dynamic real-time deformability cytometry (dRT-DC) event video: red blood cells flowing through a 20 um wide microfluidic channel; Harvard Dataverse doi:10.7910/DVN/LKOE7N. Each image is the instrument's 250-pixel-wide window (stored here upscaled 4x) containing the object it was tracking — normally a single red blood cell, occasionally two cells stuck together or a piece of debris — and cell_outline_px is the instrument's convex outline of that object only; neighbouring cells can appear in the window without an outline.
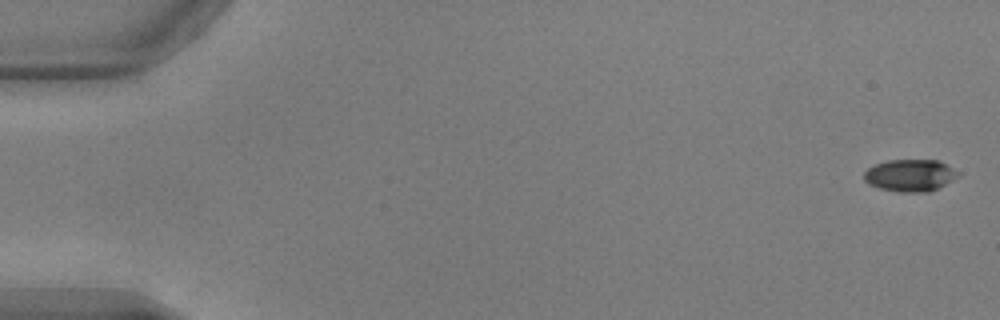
{"species": "common noctule bat (a hibernating species)", "species_latin": "Nyctalus noctula", "temperature_condition": "warm", "stored_images_in_passage": 53, "camera_frame_rate_fps": 3000, "um_per_image_px": 0.085, "animal": {"sex": "male", "body_mass_g": 17.9, "forearm_length_mm": 54.2}, "frame": {"image": 1, "passage_image": 1, "time_ms": 0.0, "image_size_px": [1000, 320], "cell_outline_px": [[960, 176], [928, 192], [896, 192], [880, 188], [868, 184], [864, 180], [864, 172], [868, 168], [876, 164], [888, 160], [940, 160], [960, 172]], "centroid_in_image_um": [77.36, 14.9], "position_along_channel_um": 7.6, "area_um2": 17.63}}
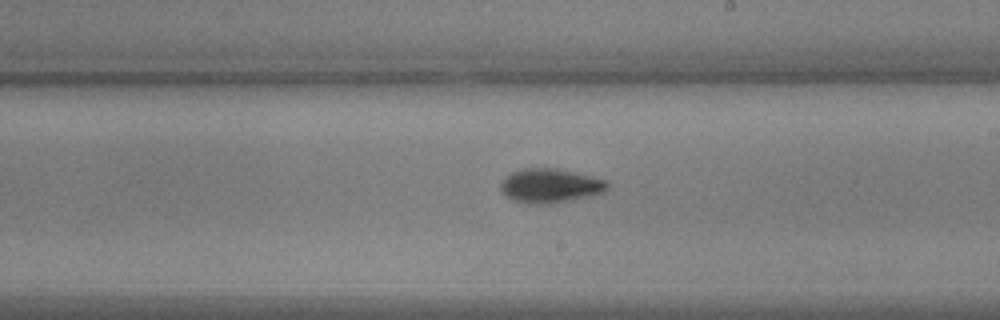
{"frame": {"image": 2, "passage_image": 31, "time_ms": 10.0, "image_size_px": [1000, 320], "cell_outline_px": [[608, 188], [604, 192], [572, 200], [548, 204], [528, 204], [516, 200], [500, 192], [500, 184], [512, 172], [520, 168], [556, 168], [604, 180], [608, 184]], "centroid_in_image_um": [46.74, 15.79], "position_along_channel_um": 242.3, "area_um2": 20.92}}
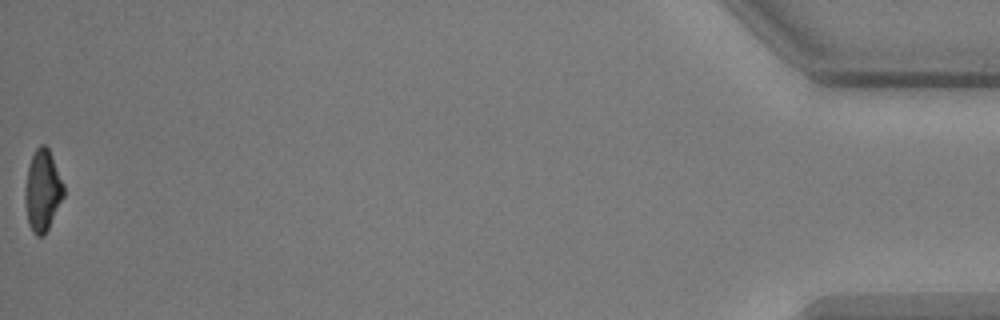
{"frame": {"image": 3, "passage_image": 53, "time_ms": 17.333, "image_size_px": [1000, 320], "cell_outline_px": [[64, 196], [44, 236], [36, 236], [32, 232], [28, 224], [24, 200], [24, 192], [28, 164], [36, 148], [40, 144], [44, 144], [48, 148], [64, 184]], "centroid_in_image_um": [3.6, 16.21], "position_along_channel_um": 431.6, "area_um2": 18.38}, "authors_computed_cell_mechanics": {"area_um2": 18.9584, "velocity_mm_per_s": 3.848, "shape_relaxation_time_tau1_ms": 3.0468, "shape_relaxation_time_tau2_ms": 4.4229, "deformation_change_tau1": 0.135, "deformation_change_tau2": 0.1029}}